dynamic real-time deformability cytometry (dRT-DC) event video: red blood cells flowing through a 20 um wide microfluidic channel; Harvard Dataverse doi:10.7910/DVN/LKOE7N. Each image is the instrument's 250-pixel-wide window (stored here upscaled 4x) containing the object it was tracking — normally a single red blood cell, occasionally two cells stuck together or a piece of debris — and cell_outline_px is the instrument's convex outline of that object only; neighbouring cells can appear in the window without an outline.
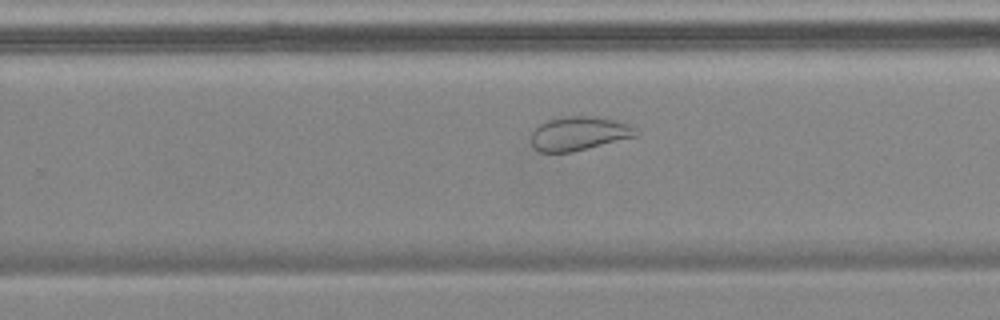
{"species": "common noctule bat (a hibernating species)", "species_latin": "Nyctalus noctula", "temperature_condition": "cold", "stored_images_in_passage": 57, "segment_of_instrument_passage": [2, 2], "camera_frame_rate_fps": 3000, "um_per_image_px": 0.085, "animal": {"sex": "female", "body_mass_g": 18.4}, "frame": {"image": 1, "passage_image": 36, "time_ms": 11.667, "image_size_px": [1000, 320], "cell_outline_px": [[640, 132], [636, 136], [572, 152], [540, 152], [532, 148], [532, 132], [540, 124], [548, 120], [564, 116], [588, 116], [616, 120], [628, 124], [636, 128]], "centroid_in_image_um": [49.21, 11.35], "position_along_channel_um": 280.6, "area_um2": 20.58}}
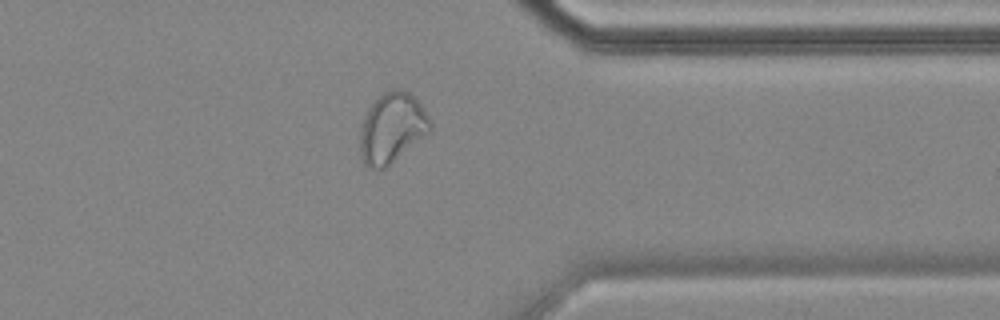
{"frame": {"image": 2, "passage_image": 45, "time_ms": 14.667, "image_size_px": [1000, 320], "cell_outline_px": [[432, 128], [428, 132], [384, 168], [372, 168], [364, 164], [360, 156], [360, 128], [364, 116], [368, 108], [384, 92], [392, 88], [400, 88], [408, 92], [420, 104], [428, 116], [432, 124]], "centroid_in_image_um": [33.28, 10.85], "position_along_channel_um": 378.1, "area_um2": 28.09}}